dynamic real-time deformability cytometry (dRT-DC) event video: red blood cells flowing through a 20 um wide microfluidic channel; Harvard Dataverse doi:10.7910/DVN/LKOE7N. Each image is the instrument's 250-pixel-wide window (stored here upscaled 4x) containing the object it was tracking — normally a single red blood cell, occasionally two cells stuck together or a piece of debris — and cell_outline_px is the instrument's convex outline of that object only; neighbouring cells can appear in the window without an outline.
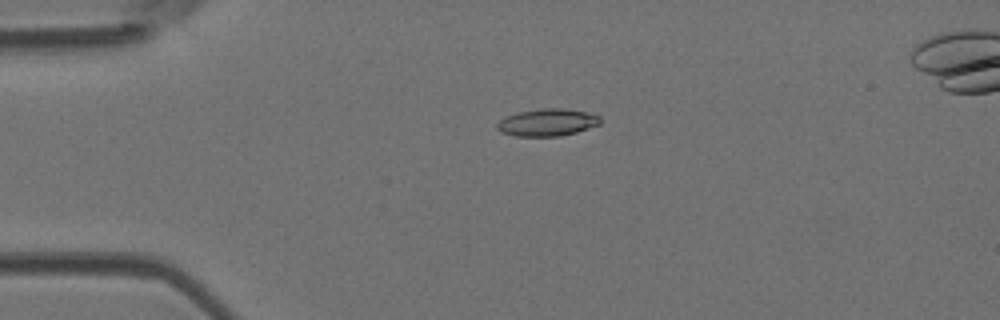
{"species": "Egyptian fruit bat (a non-hibernating species)", "species_latin": "Rousettus aegyptiacus", "temperature_condition": "room temperature", "stored_images_in_passage": 40, "segment_of_instrument_passage": [1, 2], "camera_frame_rate_fps": 3000, "um_per_image_px": 0.085, "animal": {"sex": "female"}, "frame": {"image": 1, "passage_image": 1, "time_ms": 0.0, "image_size_px": [1000, 320], "cell_outline_px": [[600, 124], [576, 132], [560, 136], [516, 136], [500, 132], [496, 128], [496, 124], [504, 116], [516, 112], [544, 108], [564, 108], [584, 112], [600, 116]], "centroid_in_image_um": [46.47, 10.4], "position_along_channel_um": 38.5, "area_um2": 16.42}}
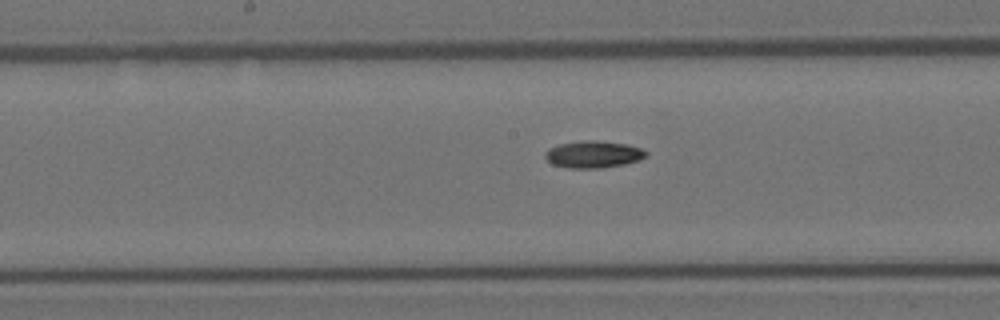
{"frame": {"image": 2, "passage_image": 15, "time_ms": 4.667, "image_size_px": [1000, 320], "cell_outline_px": [[648, 156], [640, 160], [624, 164], [600, 168], [568, 168], [552, 164], [544, 156], [544, 152], [548, 148], [560, 144], [584, 140], [596, 140], [628, 144], [640, 148], [648, 152]], "centroid_in_image_um": [50.45, 13.12], "position_along_channel_um": 197.8, "area_um2": 16.01}}
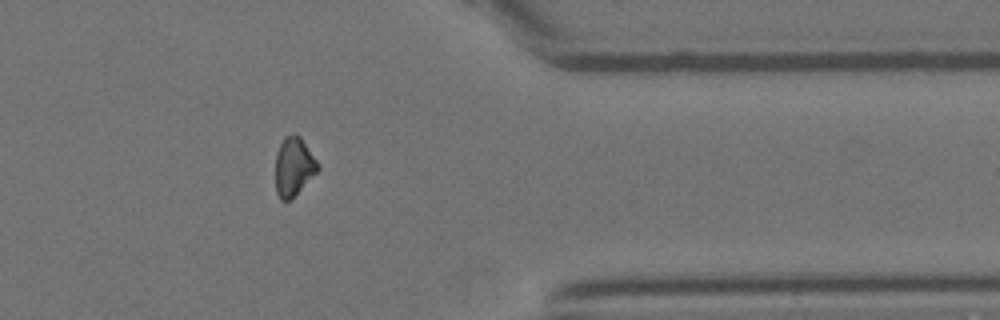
{"frame": {"image": 3, "passage_image": 30, "time_ms": 9.667, "image_size_px": [1000, 320], "cell_outline_px": [[320, 168], [288, 200], [280, 200], [276, 192], [276, 152], [284, 136], [292, 132], [296, 132], [300, 136], [320, 164]], "centroid_in_image_um": [24.96, 14.08], "position_along_channel_um": 386.4, "area_um2": 14.33}}